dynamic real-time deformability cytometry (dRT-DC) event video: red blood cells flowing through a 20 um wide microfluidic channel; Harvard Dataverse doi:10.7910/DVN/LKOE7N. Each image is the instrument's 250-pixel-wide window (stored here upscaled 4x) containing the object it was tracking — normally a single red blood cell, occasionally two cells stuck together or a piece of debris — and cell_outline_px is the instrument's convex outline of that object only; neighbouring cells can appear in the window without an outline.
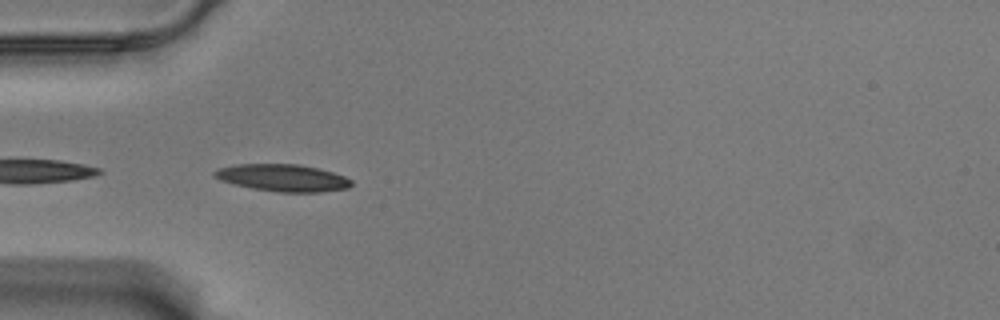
{"species": "Egyptian fruit bat (a non-hibernating species)", "species_latin": "Rousettus aegyptiacus", "temperature_condition": "warm", "stored_images_in_passage": 14, "camera_frame_rate_fps": 3000, "um_per_image_px": 0.085, "animal": {"sex": "male"}, "frame": {"image": 1, "passage_image": 1, "time_ms": 0.0, "image_size_px": [1000, 320], "cell_outline_px": [[352, 184], [348, 188], [320, 192], [280, 192], [252, 188], [220, 180], [212, 176], [212, 172], [216, 168], [236, 164], [300, 164], [320, 168], [344, 176], [352, 180]], "centroid_in_image_um": [24.01, 15.1], "position_along_channel_um": 61.0, "area_um2": 21.73}}
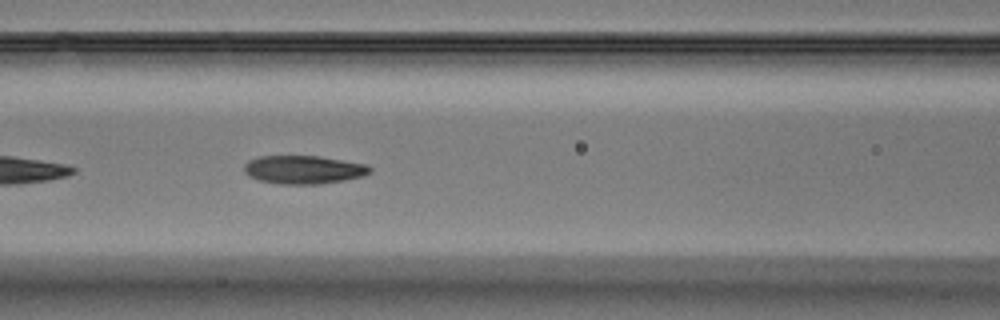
{"frame": {"image": 2, "passage_image": 8, "time_ms": 2.333, "image_size_px": [1000, 320], "cell_outline_px": [[372, 172], [364, 176], [344, 180], [320, 184], [276, 184], [260, 180], [248, 176], [244, 172], [244, 164], [248, 160], [260, 156], [320, 156], [368, 164], [372, 168]], "centroid_in_image_um": [25.83, 14.42], "position_along_channel_um": 140.8, "area_um2": 21.04}}
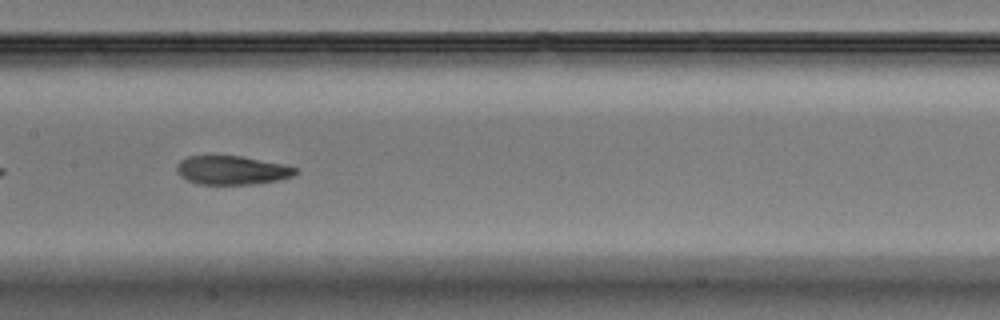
{"frame": {"image": 3, "passage_image": 12, "time_ms": 3.667, "image_size_px": [1000, 320], "cell_outline_px": [[296, 172], [292, 176], [280, 180], [252, 184], [200, 184], [188, 180], [180, 176], [176, 172], [176, 168], [180, 160], [188, 156], [240, 156], [284, 164], [296, 168]], "centroid_in_image_um": [19.7, 14.47], "position_along_channel_um": 187.7, "area_um2": 19.77}}